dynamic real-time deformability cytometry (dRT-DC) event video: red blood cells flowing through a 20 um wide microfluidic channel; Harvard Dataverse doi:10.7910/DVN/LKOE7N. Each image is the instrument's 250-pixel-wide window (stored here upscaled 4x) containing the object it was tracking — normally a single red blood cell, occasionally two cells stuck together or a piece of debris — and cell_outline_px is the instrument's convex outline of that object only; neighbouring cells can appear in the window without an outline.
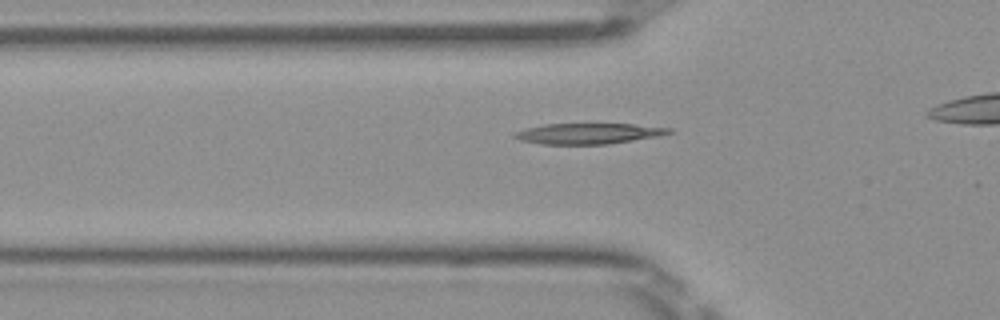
{"species": "Egyptian fruit bat (a non-hibernating species)", "species_latin": "Rousettus aegyptiacus", "temperature_condition": "room temperature", "stored_images_in_passage": 33, "camera_frame_rate_fps": 3000, "um_per_image_px": 0.085, "frame": {"image": 1, "passage_image": 9, "time_ms": 2.667, "image_size_px": [1000, 320], "cell_outline_px": [[676, 132], [660, 136], [608, 144], [540, 144], [520, 140], [512, 136], [516, 132], [528, 128], [544, 124], [632, 124], [672, 128]], "centroid_in_image_um": [50.08, 11.35], "position_along_channel_um": 75.7, "area_um2": 18.61}}
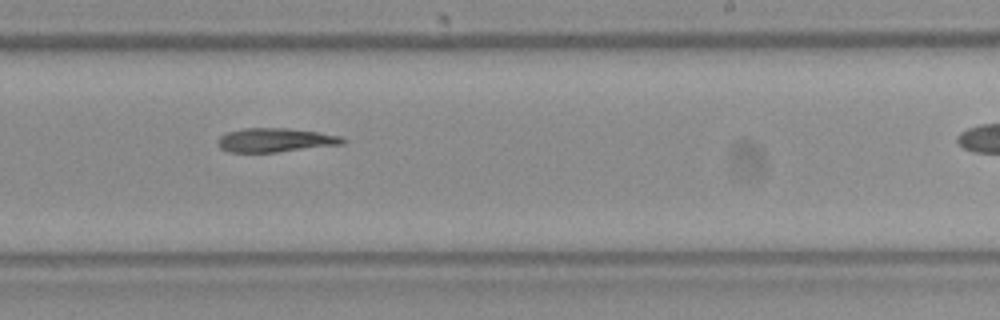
{"frame": {"image": 2, "passage_image": 23, "time_ms": 7.333, "image_size_px": [1000, 320], "cell_outline_px": [[348, 140], [344, 144], [276, 152], [228, 152], [220, 148], [216, 144], [216, 140], [224, 132], [244, 128], [288, 128], [316, 132], [340, 136]], "centroid_in_image_um": [23.34, 11.91], "position_along_channel_um": 265.7, "area_um2": 17.57}}
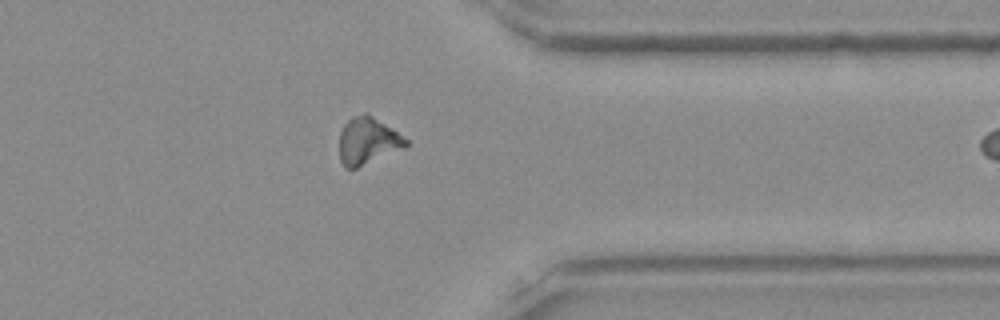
{"frame": {"image": 3, "passage_image": 32, "time_ms": 10.333, "image_size_px": [1000, 320], "cell_outline_px": [[408, 144], [404, 148], [356, 168], [344, 168], [340, 160], [340, 132], [344, 124], [352, 116], [364, 112], [392, 128], [408, 140]], "centroid_in_image_um": [31.24, 11.98], "position_along_channel_um": 380.2, "area_um2": 18.03}}